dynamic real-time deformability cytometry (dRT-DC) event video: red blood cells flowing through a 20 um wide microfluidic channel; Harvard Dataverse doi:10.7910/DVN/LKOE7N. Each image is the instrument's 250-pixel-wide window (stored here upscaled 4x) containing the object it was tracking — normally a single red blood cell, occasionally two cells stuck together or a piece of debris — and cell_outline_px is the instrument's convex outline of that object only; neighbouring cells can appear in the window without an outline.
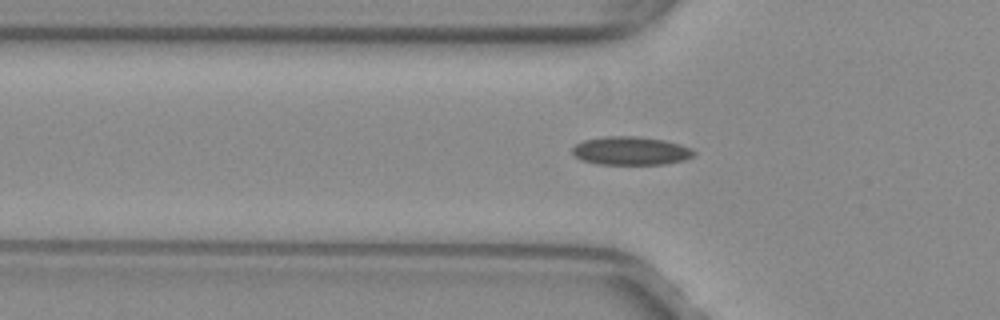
{"species": "common noctule bat (a hibernating species)", "species_latin": "Nyctalus noctula", "temperature_condition": "warm", "stored_images_in_passage": 36, "camera_frame_rate_fps": 3000, "um_per_image_px": 0.085, "animal": {"sex": "female", "body_mass_g": 29.2, "forearm_length_mm": 56.3}, "frame": {"image": 1, "passage_image": 3, "time_ms": 0.667, "image_size_px": [1000, 320], "cell_outline_px": [[696, 152], [692, 156], [684, 160], [664, 164], [596, 164], [580, 160], [572, 152], [572, 148], [576, 144], [584, 140], [604, 136], [636, 136], [664, 140], [680, 144], [692, 148]], "centroid_in_image_um": [53.61, 12.82], "position_along_channel_um": 72.2, "area_um2": 20.17}}
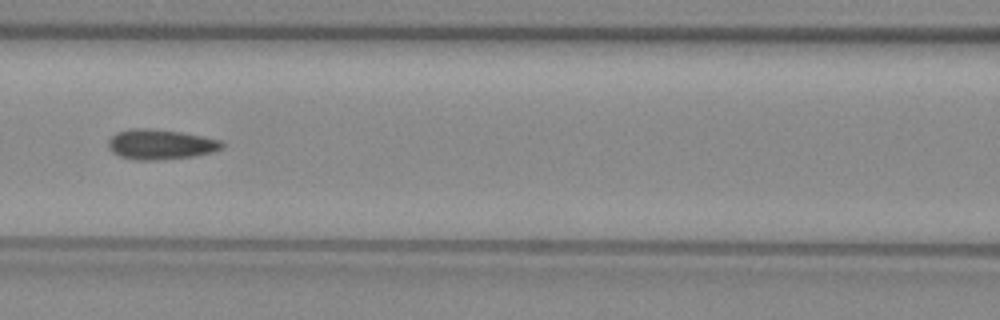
{"frame": {"image": 2, "passage_image": 9, "time_ms": 2.667, "image_size_px": [1000, 320], "cell_outline_px": [[224, 148], [216, 152], [196, 156], [156, 160], [136, 160], [120, 156], [112, 152], [108, 148], [108, 140], [116, 132], [132, 128], [152, 128], [180, 132], [220, 140], [224, 144]], "centroid_in_image_um": [13.65, 12.28], "position_along_channel_um": 152.9, "area_um2": 20.11}}
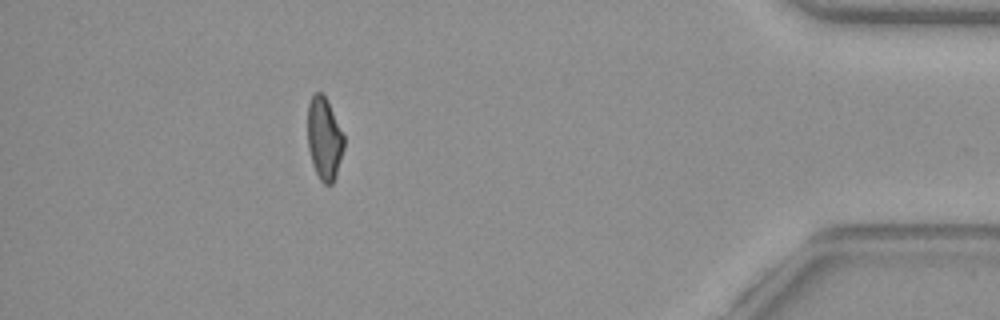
{"frame": {"image": 3, "passage_image": 32, "time_ms": 10.333, "image_size_px": [1000, 320], "cell_outline_px": [[344, 148], [336, 176], [332, 184], [324, 184], [320, 180], [312, 164], [308, 148], [308, 104], [312, 96], [316, 92], [320, 92], [324, 96], [344, 136]], "centroid_in_image_um": [27.55, 11.83], "position_along_channel_um": 407.6, "area_um2": 17.17}}